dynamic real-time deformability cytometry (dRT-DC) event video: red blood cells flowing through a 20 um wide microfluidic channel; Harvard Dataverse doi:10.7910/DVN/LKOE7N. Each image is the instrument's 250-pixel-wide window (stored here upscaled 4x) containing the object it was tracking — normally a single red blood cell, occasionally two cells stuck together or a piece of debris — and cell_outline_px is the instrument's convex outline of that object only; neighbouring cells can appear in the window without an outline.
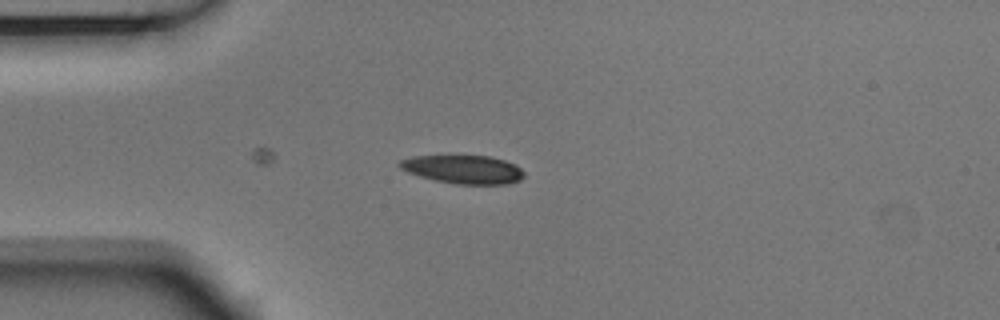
{"species": "Egyptian fruit bat (a non-hibernating species)", "species_latin": "Rousettus aegyptiacus", "temperature_condition": "room temperature", "stored_images_in_passage": 4, "camera_frame_rate_fps": 3000, "um_per_image_px": 0.085, "animal": {"sex": "male"}, "frame": {"image": 1, "passage_image": 4, "time_ms": 1.0, "image_size_px": [1000, 320], "cell_outline_px": [[524, 176], [520, 180], [508, 184], [456, 184], [436, 180], [420, 176], [408, 172], [400, 168], [396, 164], [400, 160], [412, 156], [492, 156], [516, 164], [524, 172]], "centroid_in_image_um": [39.39, 14.39], "position_along_channel_um": 45.6, "area_um2": 20.63}}